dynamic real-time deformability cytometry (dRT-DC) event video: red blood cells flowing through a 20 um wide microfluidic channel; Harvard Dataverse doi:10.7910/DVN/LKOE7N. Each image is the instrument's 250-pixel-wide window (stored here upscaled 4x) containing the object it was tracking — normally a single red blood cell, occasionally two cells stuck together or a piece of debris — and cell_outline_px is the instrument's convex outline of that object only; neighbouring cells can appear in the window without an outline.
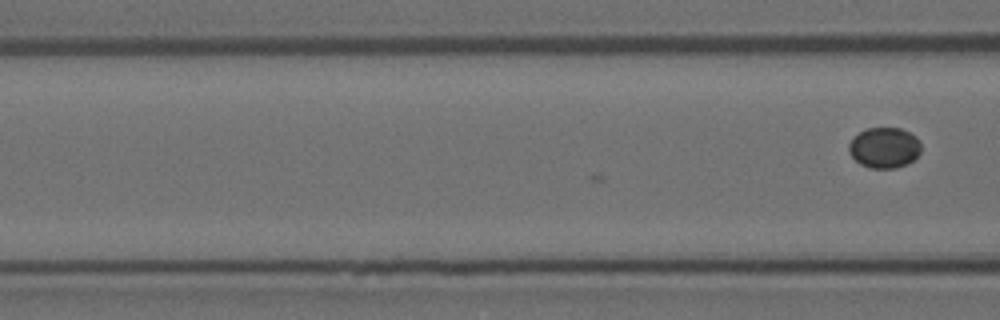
{"species": "Egyptian fruit bat (a non-hibernating species)", "species_latin": "Rousettus aegyptiacus", "temperature_condition": "room temperature", "stored_images_in_passage": 4, "camera_frame_rate_fps": 3000, "um_per_image_px": 0.085, "animal": {"sex": "female"}, "frame": {"image": 1, "passage_image": 4, "time_ms": 1.0, "image_size_px": [1000, 320], "cell_outline_px": [[920, 152], [908, 164], [896, 168], [868, 168], [860, 164], [848, 152], [848, 144], [860, 132], [868, 128], [900, 128], [916, 136], [920, 140]], "centroid_in_image_um": [75.17, 12.56], "position_along_channel_um": 91.4, "area_um2": 17.05}}